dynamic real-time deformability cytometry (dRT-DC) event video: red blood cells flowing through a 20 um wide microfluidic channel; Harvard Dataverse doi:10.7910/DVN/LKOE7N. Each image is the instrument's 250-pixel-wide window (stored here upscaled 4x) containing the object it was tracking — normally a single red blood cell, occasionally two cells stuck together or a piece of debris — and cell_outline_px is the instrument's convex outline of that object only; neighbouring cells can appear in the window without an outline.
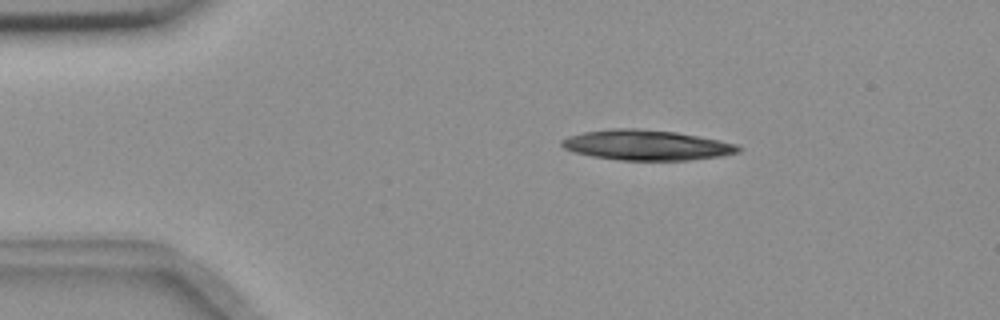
{"species": "common noctule bat (a hibernating species)", "species_latin": "Nyctalus noctula", "temperature_condition": "room temperature", "stored_images_in_passage": 5, "camera_frame_rate_fps": 3000, "um_per_image_px": 0.085, "animal": {"sex": "female", "body_mass_g": 18.4}, "frame": {"image": 1, "passage_image": 2, "time_ms": 0.333, "image_size_px": [1000, 320], "cell_outline_px": [[740, 152], [720, 156], [684, 160], [620, 160], [592, 156], [576, 152], [564, 148], [560, 144], [560, 140], [568, 136], [584, 132], [612, 128], [636, 128], [676, 132], [720, 140], [736, 144], [740, 148]], "centroid_in_image_um": [54.93, 12.32], "position_along_channel_um": 30.1, "area_um2": 30.92}}
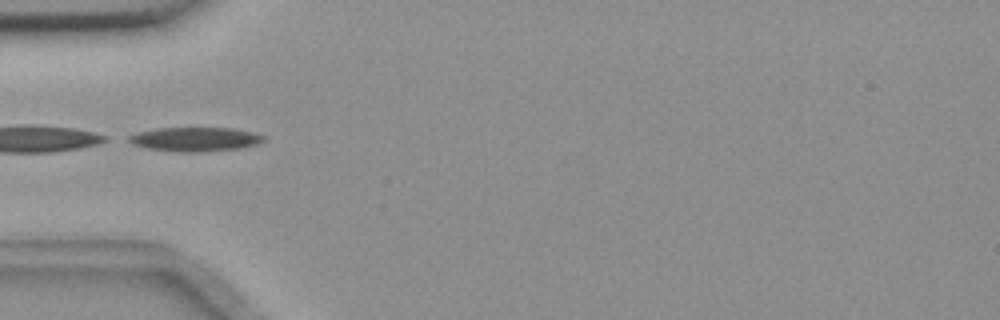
{"frame": {"image": 2, "passage_image": 4, "time_ms": 1.0, "image_size_px": [1000, 320], "cell_outline_px": [[264, 140], [260, 144], [240, 148], [204, 152], [176, 152], [148, 148], [132, 144], [124, 140], [128, 136], [136, 132], [156, 128], [232, 128], [252, 132], [264, 136]], "centroid_in_image_um": [16.54, 11.84], "position_along_channel_um": 68.5, "area_um2": 19.19}}